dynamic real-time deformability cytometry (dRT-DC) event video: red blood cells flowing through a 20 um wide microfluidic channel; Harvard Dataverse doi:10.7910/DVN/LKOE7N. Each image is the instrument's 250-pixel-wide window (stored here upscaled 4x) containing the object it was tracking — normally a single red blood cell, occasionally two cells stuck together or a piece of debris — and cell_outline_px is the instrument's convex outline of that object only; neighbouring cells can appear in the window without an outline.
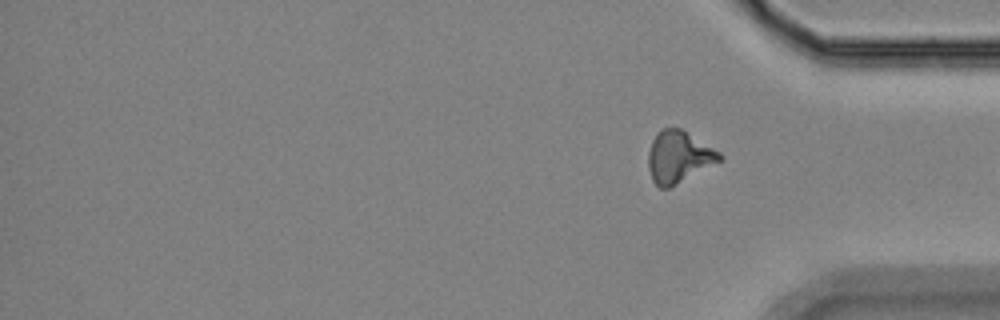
{"species": "Egyptian fruit bat (a non-hibernating species)", "species_latin": "Rousettus aegyptiacus", "temperature_condition": "room temperature", "stored_images_in_passage": 14, "segment_of_instrument_passage": [2, 2], "camera_frame_rate_fps": 3000, "um_per_image_px": 0.085, "animal": {"sex": "female"}, "frame": {"image": 1, "passage_image": 14, "time_ms": 17.333, "image_size_px": [1000, 320], "cell_outline_px": [[724, 156], [720, 160], [668, 188], [660, 188], [652, 180], [648, 168], [648, 152], [652, 140], [656, 132], [664, 128], [680, 128], [720, 152]], "centroid_in_image_um": [57.64, 13.32], "position_along_channel_um": 377.6, "area_um2": 21.1}}